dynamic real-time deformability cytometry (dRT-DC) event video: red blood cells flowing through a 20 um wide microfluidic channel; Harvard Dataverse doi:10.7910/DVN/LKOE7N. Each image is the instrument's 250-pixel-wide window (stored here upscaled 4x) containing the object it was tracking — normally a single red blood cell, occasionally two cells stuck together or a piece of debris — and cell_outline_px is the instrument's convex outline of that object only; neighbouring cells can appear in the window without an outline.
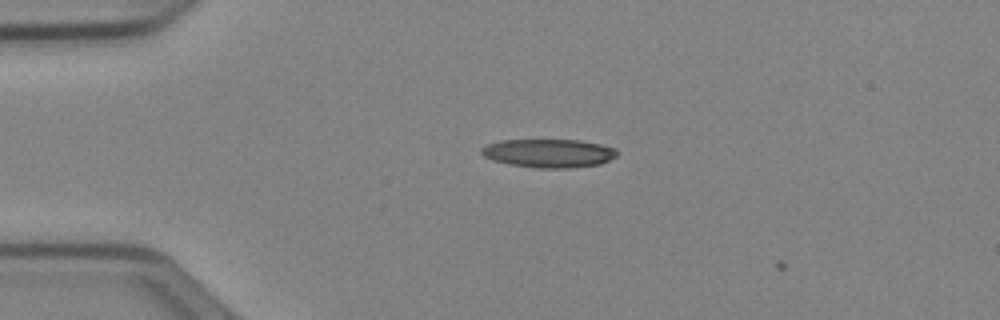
{"species": "Egyptian fruit bat (a non-hibernating species)", "species_latin": "Rousettus aegyptiacus", "temperature_condition": "cold", "stored_images_in_passage": 4, "camera_frame_rate_fps": 3000, "um_per_image_px": 0.085, "animal": {"sex": "female"}, "frame": {"image": 1, "passage_image": 3, "time_ms": 0.667, "image_size_px": [1000, 320], "cell_outline_px": [[616, 156], [600, 164], [568, 168], [536, 168], [508, 164], [492, 160], [484, 156], [480, 152], [480, 148], [488, 144], [504, 140], [580, 140], [600, 144], [616, 148]], "centroid_in_image_um": [46.62, 13.02], "position_along_channel_um": 38.4, "area_um2": 22.48}}